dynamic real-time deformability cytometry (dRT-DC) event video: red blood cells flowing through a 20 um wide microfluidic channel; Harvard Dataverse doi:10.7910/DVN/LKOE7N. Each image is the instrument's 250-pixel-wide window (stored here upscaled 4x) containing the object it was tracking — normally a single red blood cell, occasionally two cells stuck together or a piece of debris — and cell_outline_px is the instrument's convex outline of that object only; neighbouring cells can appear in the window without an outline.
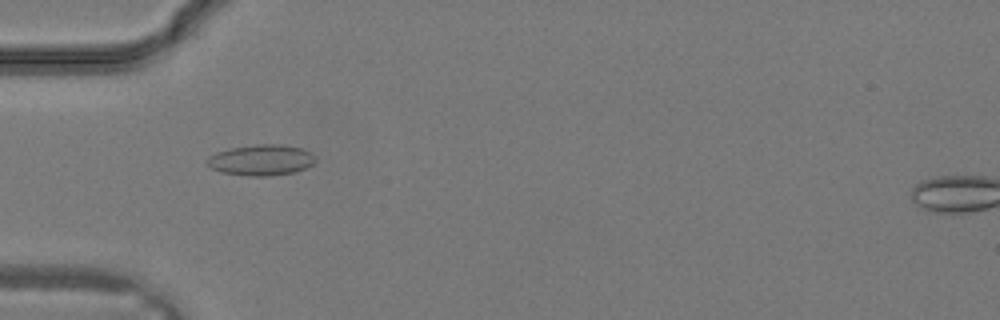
{"species": "common noctule bat (a hibernating species)", "species_latin": "Nyctalus noctula", "temperature_condition": "warm", "stored_images_in_passage": 26, "camera_frame_rate_fps": 3000, "um_per_image_px": 0.085, "animal": {"sex": "male", "body_mass_g": 19.2, "forearm_length_mm": 51.8}, "frame": {"image": 1, "passage_image": 4, "time_ms": 1.0, "image_size_px": [1000, 320], "cell_outline_px": [[316, 160], [312, 164], [296, 172], [272, 176], [248, 176], [220, 172], [212, 168], [208, 164], [208, 156], [216, 152], [232, 148], [256, 144], [280, 144], [304, 148], [312, 152], [316, 156]], "centroid_in_image_um": [22.25, 13.6], "position_along_channel_um": 62.8, "area_um2": 19.65}}
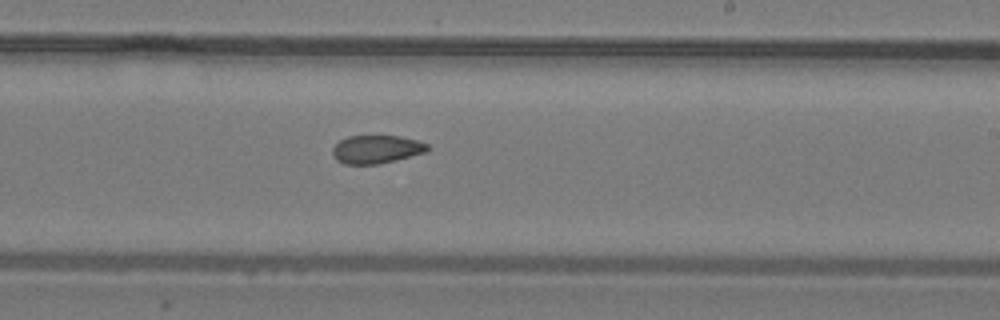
{"frame": {"image": 2, "passage_image": 13, "time_ms": 4.0, "image_size_px": [1000, 320], "cell_outline_px": [[432, 148], [428, 152], [396, 160], [376, 164], [344, 164], [336, 160], [332, 152], [332, 148], [340, 140], [348, 136], [400, 136], [416, 140], [428, 144]], "centroid_in_image_um": [32.03, 12.69], "position_along_channel_um": 257.0, "area_um2": 15.72}}
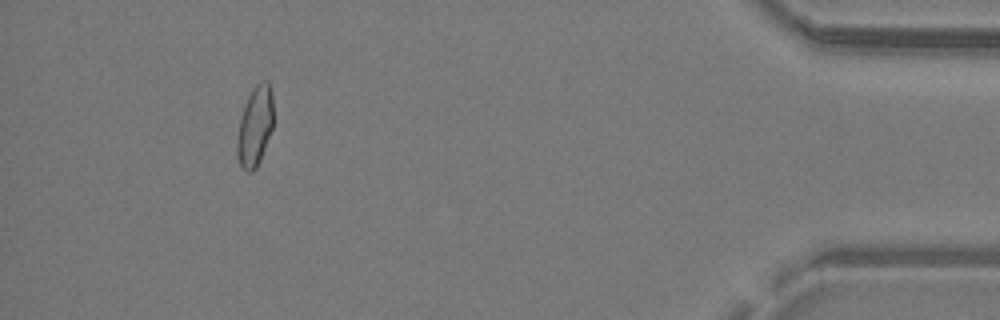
{"frame": {"image": 3, "passage_image": 23, "time_ms": 7.333, "image_size_px": [1000, 320], "cell_outline_px": [[272, 128], [260, 160], [256, 168], [252, 172], [248, 172], [240, 164], [236, 156], [236, 140], [240, 116], [244, 104], [252, 88], [260, 80], [268, 80], [272, 92]], "centroid_in_image_um": [21.65, 10.7], "position_along_channel_um": 413.6, "area_um2": 17.05}}